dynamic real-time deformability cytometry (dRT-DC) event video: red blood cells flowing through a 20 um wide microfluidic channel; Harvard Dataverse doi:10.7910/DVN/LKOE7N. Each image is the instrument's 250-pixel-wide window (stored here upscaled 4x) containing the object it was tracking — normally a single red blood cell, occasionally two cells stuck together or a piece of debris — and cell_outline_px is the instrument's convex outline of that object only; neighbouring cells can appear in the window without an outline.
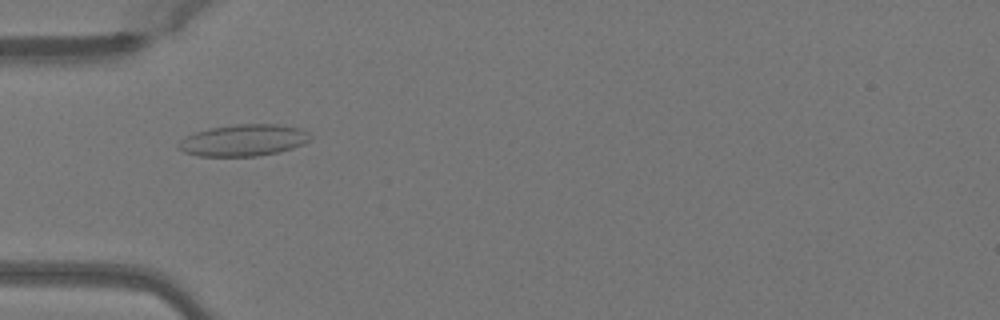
{"species": "Egyptian fruit bat (a non-hibernating species)", "species_latin": "Rousettus aegyptiacus", "temperature_condition": "warm", "stored_images_in_passage": 30, "camera_frame_rate_fps": 3000, "um_per_image_px": 0.085, "animal": {"sex": "female"}, "frame": {"image": 1, "passage_image": 1, "time_ms": 0.0, "image_size_px": [1000, 320], "cell_outline_px": [[312, 140], [304, 144], [280, 152], [256, 156], [196, 156], [184, 152], [176, 148], [176, 144], [180, 140], [196, 132], [212, 128], [236, 124], [276, 124], [300, 128], [308, 132], [312, 136]], "centroid_in_image_um": [20.72, 11.93], "position_along_channel_um": 64.3, "area_um2": 24.45}}
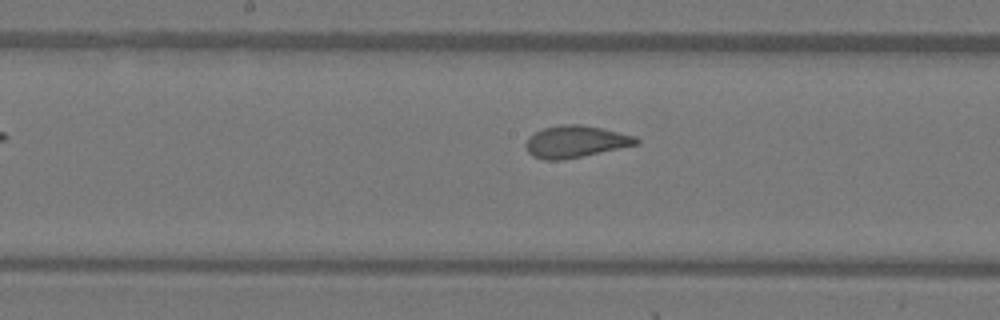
{"frame": {"image": 2, "passage_image": 11, "time_ms": 3.333, "image_size_px": [1000, 320], "cell_outline_px": [[640, 144], [564, 160], [544, 160], [532, 156], [528, 152], [524, 144], [528, 136], [544, 128], [560, 124], [580, 124], [600, 128], [636, 136], [640, 140]], "centroid_in_image_um": [48.91, 12.04], "position_along_channel_um": 199.3, "area_um2": 20.69}}
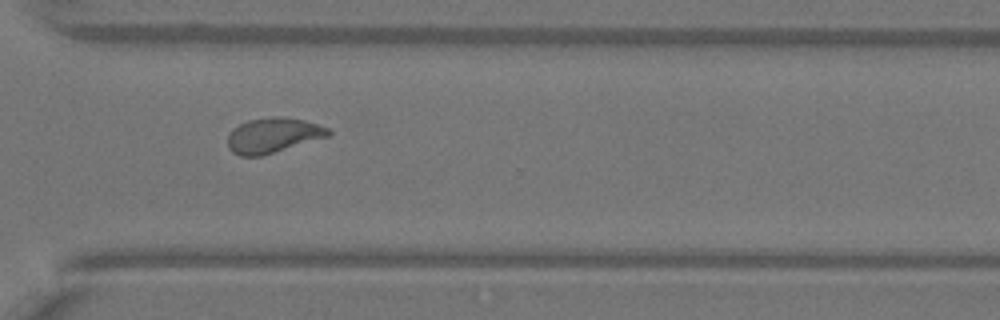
{"frame": {"image": 3, "passage_image": 22, "time_ms": 7.0, "image_size_px": [1000, 320], "cell_outline_px": [[332, 136], [260, 156], [240, 156], [232, 152], [228, 148], [228, 136], [232, 128], [248, 120], [280, 116], [304, 120], [328, 128], [332, 132]], "centroid_in_image_um": [23.23, 11.51], "position_along_channel_um": 347.4, "area_um2": 20.58}, "authors_computed_cell_mechanics": {"area_um2": 20.0855, "velocity_mm_per_s": 4.0663, "shape_relaxation_time_tau1_ms": null, "shape_relaxation_time_tau2_ms": 0.7633, "deformation_change_tau1": null, "deformation_change_tau2": 0.0707}}